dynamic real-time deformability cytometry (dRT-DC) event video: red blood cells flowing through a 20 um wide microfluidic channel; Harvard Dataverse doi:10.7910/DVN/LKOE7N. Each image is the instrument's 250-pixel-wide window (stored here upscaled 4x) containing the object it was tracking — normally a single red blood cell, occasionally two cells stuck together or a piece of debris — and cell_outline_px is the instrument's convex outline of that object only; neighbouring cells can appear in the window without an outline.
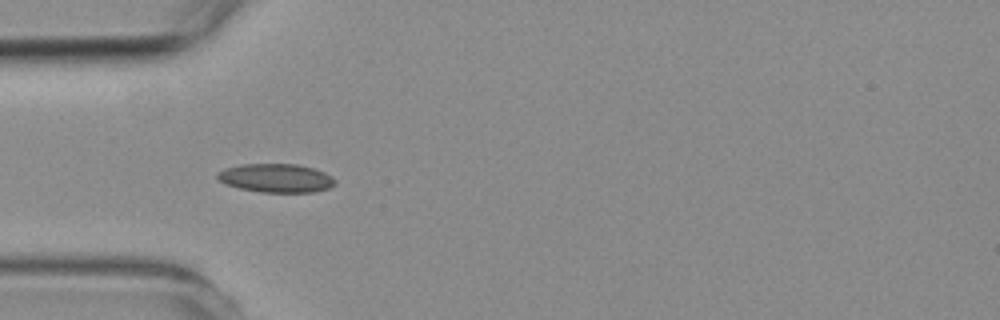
{"species": "common noctule bat (a hibernating species)", "species_latin": "Nyctalus noctula", "temperature_condition": "room temperature", "stored_images_in_passage": 38, "camera_frame_rate_fps": 3000, "um_per_image_px": 0.085, "animal": {"sex": "female", "body_mass_g": 19.3, "forearm_length_mm": 54.1}, "frame": {"image": 1, "passage_image": 1, "time_ms": 0.0, "image_size_px": [1000, 320], "cell_outline_px": [[336, 184], [328, 188], [312, 192], [260, 192], [240, 188], [224, 184], [216, 176], [216, 172], [224, 168], [240, 164], [296, 164], [312, 168], [324, 172], [332, 176], [336, 180]], "centroid_in_image_um": [23.44, 15.13], "position_along_channel_um": 61.6, "area_um2": 19.71}}
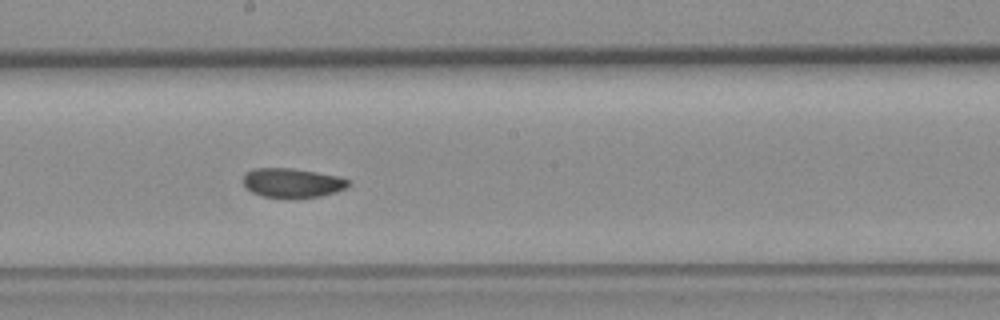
{"frame": {"image": 2, "passage_image": 14, "time_ms": 4.333, "image_size_px": [1000, 320], "cell_outline_px": [[352, 184], [336, 192], [320, 196], [288, 200], [264, 196], [252, 192], [244, 188], [244, 172], [256, 168], [292, 168], [316, 172], [336, 176], [348, 180]], "centroid_in_image_um": [24.81, 15.57], "position_along_channel_um": 223.4, "area_um2": 18.32}}
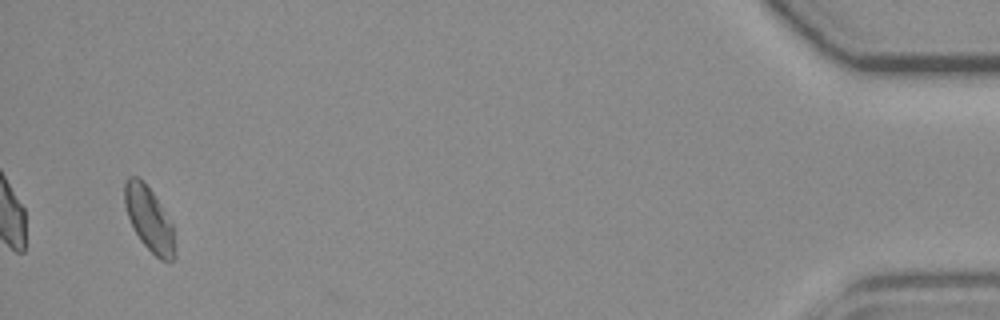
{"frame": {"image": 3, "passage_image": 37, "time_ms": 12.0, "image_size_px": [1000, 320], "cell_outline_px": [[176, 256], [172, 260], [160, 260], [140, 240], [128, 216], [124, 204], [124, 184], [128, 176], [136, 176], [152, 192], [160, 204], [172, 224], [176, 252]], "centroid_in_image_um": [12.68, 18.63], "position_along_channel_um": 422.5, "area_um2": 18.44}, "authors_computed_cell_mechanics": {"area_um2": 18.4093, "velocity_mm_per_s": 3.7552, "shape_relaxation_time_tau1_ms": 9.2595, "shape_relaxation_time_tau2_ms": 4.5363, "deformation_change_tau1": 0.124, "deformation_change_tau2": 0.0788}}